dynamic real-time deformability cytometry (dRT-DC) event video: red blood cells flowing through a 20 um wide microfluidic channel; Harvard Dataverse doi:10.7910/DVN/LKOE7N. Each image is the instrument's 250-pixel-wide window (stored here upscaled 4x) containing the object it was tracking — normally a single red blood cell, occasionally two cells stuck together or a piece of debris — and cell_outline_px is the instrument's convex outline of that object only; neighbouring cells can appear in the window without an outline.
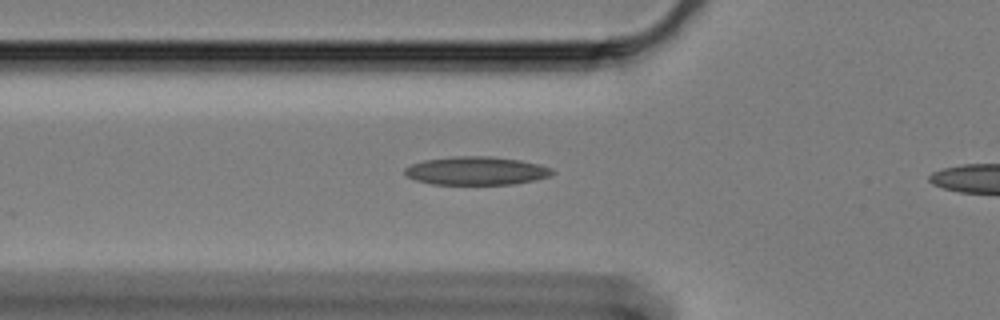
{"species": "Egyptian fruit bat (a non-hibernating species)", "species_latin": "Rousettus aegyptiacus", "temperature_condition": "cold", "stored_images_in_passage": 8, "camera_frame_rate_fps": 3000, "um_per_image_px": 0.085, "animal": {"sex": "female"}, "frame": {"image": 1, "passage_image": 6, "time_ms": 1.667, "image_size_px": [1000, 320], "cell_outline_px": [[556, 172], [552, 176], [536, 180], [512, 184], [432, 184], [416, 180], [408, 176], [404, 172], [404, 168], [412, 164], [424, 160], [452, 156], [492, 156], [520, 160], [552, 168]], "centroid_in_image_um": [40.51, 14.51], "position_along_channel_um": 85.3, "area_um2": 24.39}}